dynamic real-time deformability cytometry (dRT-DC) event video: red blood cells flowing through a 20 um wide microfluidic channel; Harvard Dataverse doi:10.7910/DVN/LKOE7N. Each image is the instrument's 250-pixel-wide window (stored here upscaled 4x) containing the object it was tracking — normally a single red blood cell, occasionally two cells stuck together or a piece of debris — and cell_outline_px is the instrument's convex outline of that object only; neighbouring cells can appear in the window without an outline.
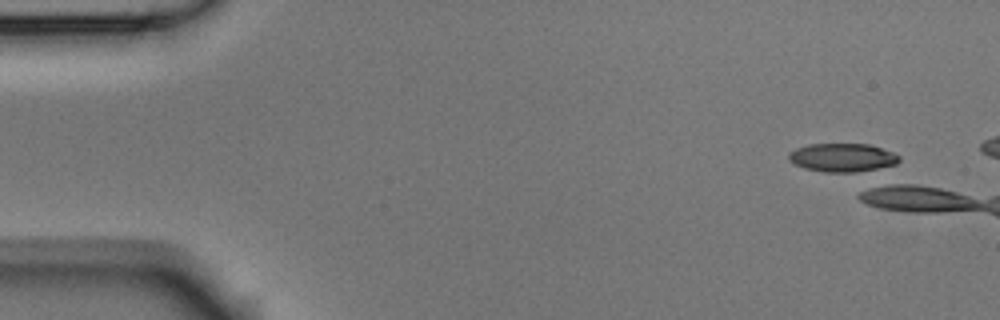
{"species": "Egyptian fruit bat (a non-hibernating species)", "species_latin": "Rousettus aegyptiacus", "temperature_condition": "room temperature", "stored_images_in_passage": 1, "camera_frame_rate_fps": 3000, "um_per_image_px": 0.085, "animal": {"sex": "male"}, "frame": {"image": 1, "passage_image": 1, "time_ms": 0.0, "image_size_px": [1000, 320], "cell_outline_px": [[900, 160], [896, 164], [888, 168], [868, 172], [824, 172], [804, 168], [788, 160], [788, 152], [796, 148], [808, 144], [868, 144], [892, 152], [900, 156]], "centroid_in_image_um": [71.65, 13.41], "position_along_channel_um": 13.4, "area_um2": 18.73}}